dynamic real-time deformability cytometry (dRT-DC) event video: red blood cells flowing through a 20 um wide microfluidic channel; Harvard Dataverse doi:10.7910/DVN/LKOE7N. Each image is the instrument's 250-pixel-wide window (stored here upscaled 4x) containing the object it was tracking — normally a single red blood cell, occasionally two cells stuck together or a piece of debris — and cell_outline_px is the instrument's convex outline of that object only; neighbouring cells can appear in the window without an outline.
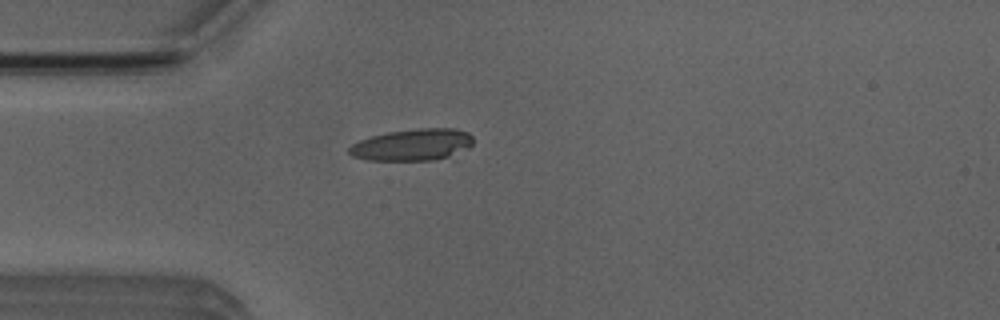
{"species": "Egyptian fruit bat (a non-hibernating species)", "species_latin": "Rousettus aegyptiacus", "temperature_condition": "room temperature", "stored_images_in_passage": 1, "camera_frame_rate_fps": 3000, "um_per_image_px": 0.085, "animal": {"sex": "male"}, "frame": {"image": 1, "passage_image": 1, "time_ms": 0.0, "image_size_px": [1000, 320], "cell_outline_px": [[472, 144], [456, 160], [368, 160], [352, 156], [348, 152], [348, 148], [352, 144], [360, 140], [372, 136], [388, 132], [420, 128], [456, 128], [468, 132], [472, 136]], "centroid_in_image_um": [35.18, 12.33], "position_along_channel_um": 49.8, "area_um2": 23.64}}